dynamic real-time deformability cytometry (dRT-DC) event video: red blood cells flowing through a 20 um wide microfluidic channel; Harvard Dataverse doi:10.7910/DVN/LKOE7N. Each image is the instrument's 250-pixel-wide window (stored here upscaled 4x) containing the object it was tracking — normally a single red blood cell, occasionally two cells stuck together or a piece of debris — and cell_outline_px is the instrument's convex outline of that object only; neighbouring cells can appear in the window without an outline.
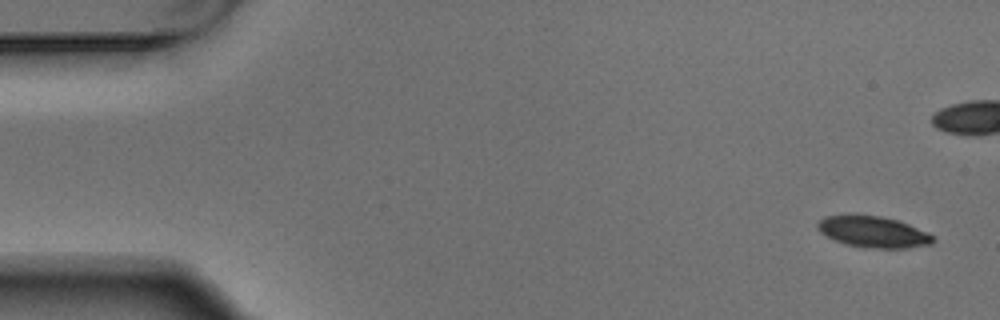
{"species": "Egyptian fruit bat (a non-hibernating species)", "species_latin": "Rousettus aegyptiacus", "temperature_condition": "warm", "stored_images_in_passage": 6, "camera_frame_rate_fps": 3000, "um_per_image_px": 0.085, "animal": {"sex": "male"}, "frame": {"image": 1, "passage_image": 1, "time_ms": 0.0, "image_size_px": [1000, 320], "cell_outline_px": [[936, 240], [932, 244], [904, 248], [864, 248], [844, 244], [820, 232], [816, 228], [816, 224], [824, 216], [880, 216], [896, 220], [908, 224], [928, 232], [936, 236]], "centroid_in_image_um": [74.26, 19.73], "position_along_channel_um": 10.7, "area_um2": 20.87}}
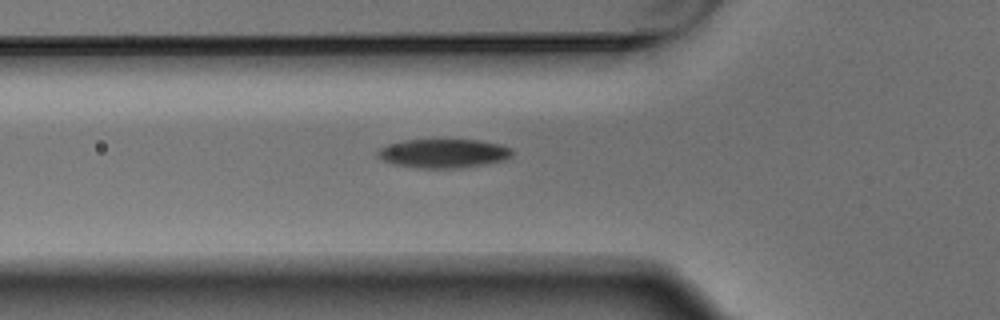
{"frame": {"image": 2, "passage_image": 6, "time_ms": 1.667, "image_size_px": [1000, 320], "cell_outline_px": [[512, 156], [508, 160], [484, 164], [452, 168], [416, 168], [392, 164], [380, 160], [376, 156], [376, 152], [380, 148], [388, 144], [404, 140], [480, 140], [500, 144], [512, 148]], "centroid_in_image_um": [37.67, 13.04], "position_along_channel_um": 88.1, "area_um2": 22.89}}